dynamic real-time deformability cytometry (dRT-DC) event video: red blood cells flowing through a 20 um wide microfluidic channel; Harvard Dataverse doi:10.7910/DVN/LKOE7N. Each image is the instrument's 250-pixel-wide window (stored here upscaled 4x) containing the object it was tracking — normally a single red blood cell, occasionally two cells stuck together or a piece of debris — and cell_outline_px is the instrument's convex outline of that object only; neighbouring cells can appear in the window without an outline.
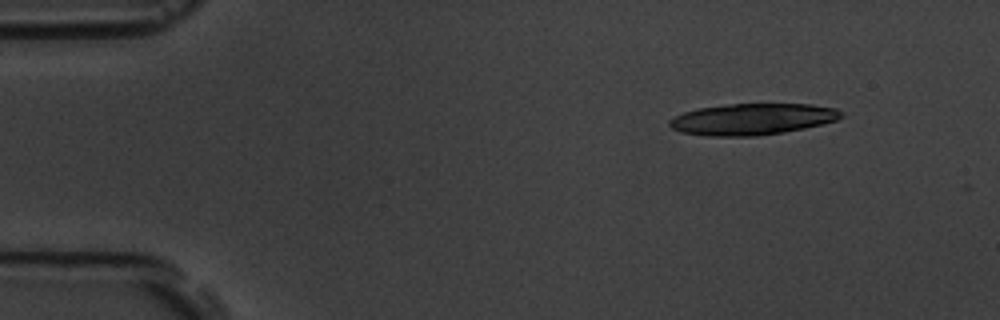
{"species": "common noctule bat (a hibernating species)", "species_latin": "Nyctalus noctula", "temperature_condition": "room temperature", "stored_images_in_passage": 5, "camera_frame_rate_fps": 3000, "um_per_image_px": 0.085, "animal": {"sex": "male", "body_mass_g": 19.5, "forearm_length_mm": 54.6}, "frame": {"image": 1, "passage_image": 1, "time_ms": 0.0, "image_size_px": [1000, 320], "cell_outline_px": [[844, 116], [836, 120], [804, 128], [784, 132], [756, 136], [708, 136], [680, 132], [672, 128], [668, 124], [668, 120], [684, 112], [696, 108], [724, 104], [812, 104], [836, 108]], "centroid_in_image_um": [63.91, 10.12], "position_along_channel_um": 21.1, "area_um2": 31.44}}